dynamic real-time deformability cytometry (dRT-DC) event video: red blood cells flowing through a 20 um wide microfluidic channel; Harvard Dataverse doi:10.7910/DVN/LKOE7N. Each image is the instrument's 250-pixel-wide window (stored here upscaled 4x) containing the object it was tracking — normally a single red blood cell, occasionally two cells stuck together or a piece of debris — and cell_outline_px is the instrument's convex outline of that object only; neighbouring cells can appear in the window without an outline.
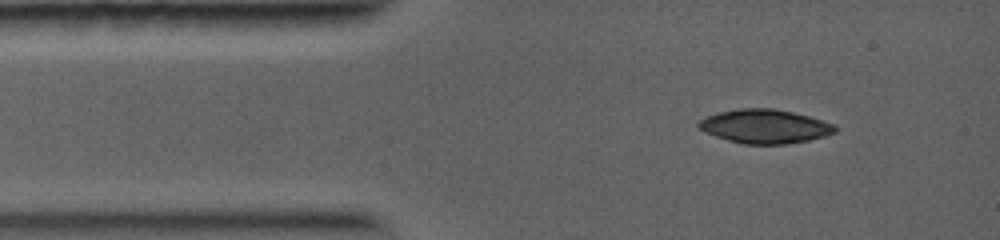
{"species": "common noctule bat (a hibernating species)", "species_latin": "Nyctalus noctula", "temperature_condition": "warm", "stored_images_in_passage": 5, "camera_frame_rate_fps": 5000, "um_per_image_px": 0.085, "animal": {"sex": "female", "body_mass_g": 19.0, "forearm_length_mm": 56.7}, "frame": {"image": 1, "passage_image": 1, "time_ms": 0.0, "image_size_px": [1000, 240], "cell_outline_px": [[836, 132], [824, 136], [808, 140], [788, 144], [744, 144], [728, 140], [704, 132], [696, 124], [704, 116], [716, 112], [736, 108], [772, 108], [792, 112], [808, 116], [836, 124]], "centroid_in_image_um": [64.98, 10.73], "position_along_channel_um": 20.0, "area_um2": 27.11}}